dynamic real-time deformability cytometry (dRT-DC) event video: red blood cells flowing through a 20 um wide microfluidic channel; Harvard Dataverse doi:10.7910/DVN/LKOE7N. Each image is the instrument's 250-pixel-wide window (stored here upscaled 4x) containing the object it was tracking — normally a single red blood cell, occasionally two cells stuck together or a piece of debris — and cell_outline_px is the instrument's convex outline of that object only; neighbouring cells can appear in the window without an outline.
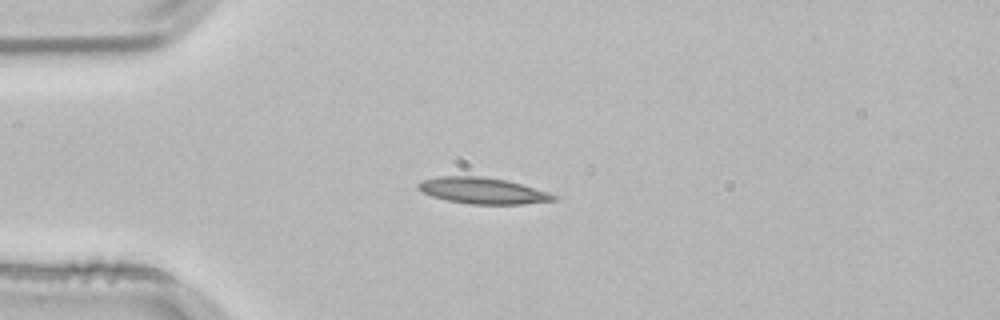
{"species": "common noctule bat (a hibernating species)", "species_latin": "Nyctalus noctula", "temperature_condition": "room temperature", "stored_images_in_passage": 42, "camera_frame_rate_fps": 3000, "um_per_image_px": 0.085, "animal": {"sex": "male", "body_mass_g": 21.5, "forearm_length_mm": 52.0}, "frame": {"image": 1, "passage_image": 1, "time_ms": 0.0, "image_size_px": [1000, 320], "cell_outline_px": [[560, 196], [556, 200], [524, 204], [468, 204], [448, 200], [432, 196], [416, 188], [416, 184], [420, 180], [436, 176], [484, 176], [504, 180], [520, 184], [548, 192]], "centroid_in_image_um": [41.0, 16.2], "position_along_channel_um": 44.0, "area_um2": 20.75}}
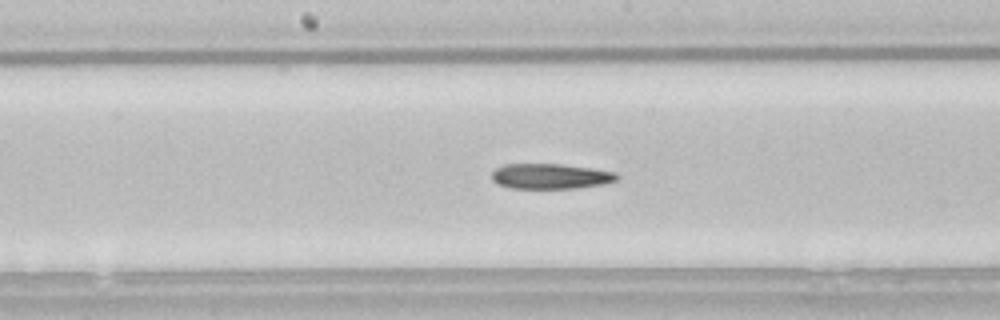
{"frame": {"image": 2, "passage_image": 15, "time_ms": 4.667, "image_size_px": [1000, 320], "cell_outline_px": [[620, 176], [616, 180], [600, 184], [576, 188], [508, 188], [496, 184], [492, 180], [492, 172], [496, 168], [504, 164], [560, 164], [592, 168], [616, 172]], "centroid_in_image_um": [46.75, 14.98], "position_along_channel_um": 201.4, "area_um2": 18.44}}
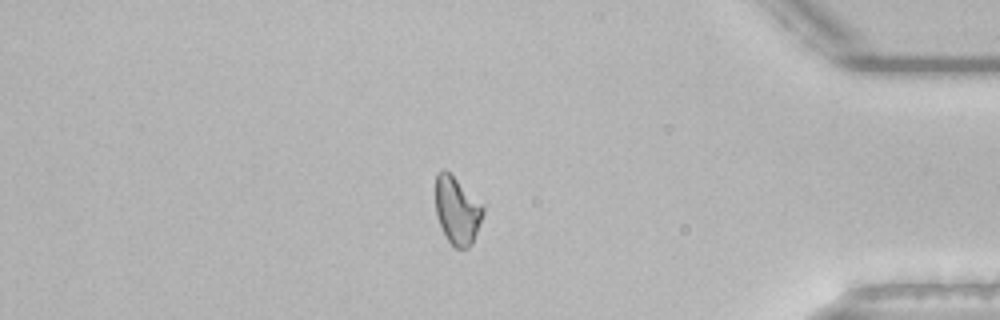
{"frame": {"image": 3, "passage_image": 33, "time_ms": 10.667, "image_size_px": [1000, 320], "cell_outline_px": [[484, 212], [472, 244], [468, 248], [456, 248], [448, 240], [436, 216], [436, 176], [444, 168], [484, 208]], "centroid_in_image_um": [38.84, 17.93], "position_along_channel_um": 396.4, "area_um2": 17.98}}